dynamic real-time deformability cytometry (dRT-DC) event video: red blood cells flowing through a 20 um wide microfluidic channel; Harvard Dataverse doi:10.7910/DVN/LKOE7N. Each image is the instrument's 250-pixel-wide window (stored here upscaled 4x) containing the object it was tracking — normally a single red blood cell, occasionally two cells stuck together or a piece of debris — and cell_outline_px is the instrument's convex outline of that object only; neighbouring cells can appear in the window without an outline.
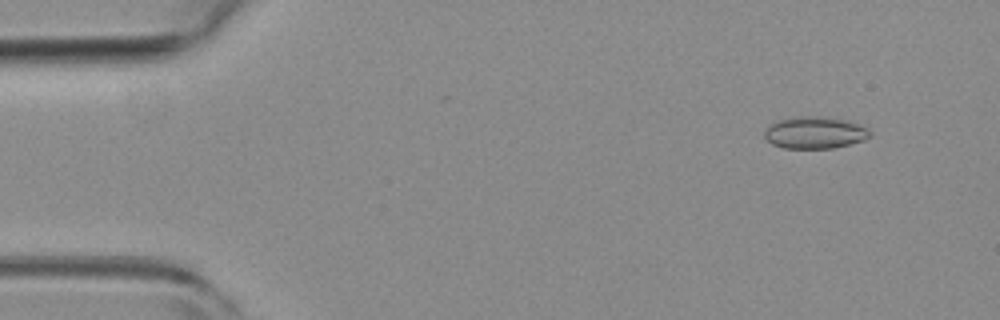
{"species": "common noctule bat (a hibernating species)", "species_latin": "Nyctalus noctula", "temperature_condition": "room temperature", "stored_images_in_passage": 52, "camera_frame_rate_fps": 3000, "um_per_image_px": 0.085, "animal": {"sex": "female", "body_mass_g": 19.3, "forearm_length_mm": 54.1}, "frame": {"image": 1, "passage_image": 5, "time_ms": 1.333, "image_size_px": [1000, 320], "cell_outline_px": [[872, 136], [864, 140], [832, 148], [784, 148], [772, 144], [764, 136], [764, 128], [776, 120], [796, 116], [820, 116], [848, 120], [872, 132]], "centroid_in_image_um": [69.22, 11.26], "position_along_channel_um": 15.8, "area_um2": 19.71}}
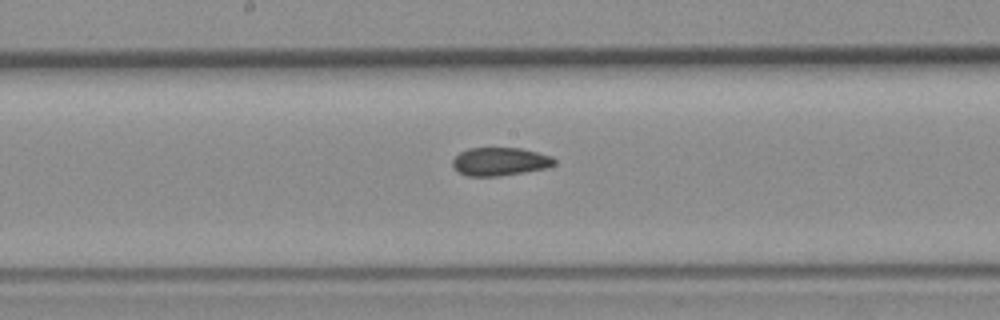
{"frame": {"image": 2, "passage_image": 27, "time_ms": 8.667, "image_size_px": [1000, 320], "cell_outline_px": [[556, 164], [548, 168], [500, 176], [468, 176], [460, 172], [452, 164], [452, 160], [460, 152], [468, 148], [520, 148], [552, 156], [556, 160]], "centroid_in_image_um": [42.53, 13.73], "position_along_channel_um": 205.7, "area_um2": 16.7}}
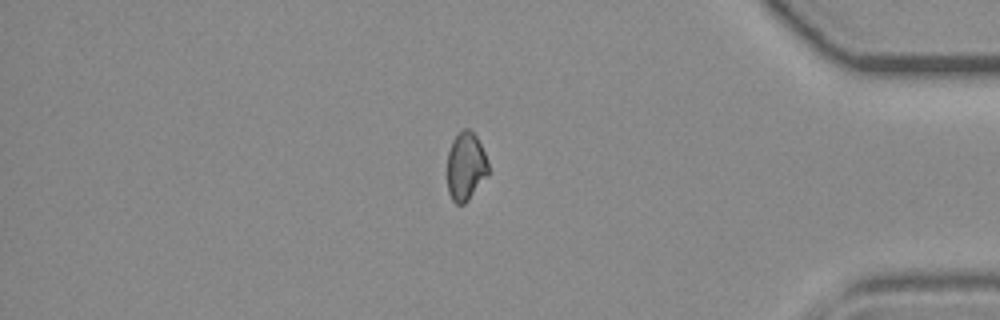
{"frame": {"image": 3, "passage_image": 44, "time_ms": 14.333, "image_size_px": [1000, 320], "cell_outline_px": [[488, 176], [468, 200], [464, 204], [456, 204], [452, 200], [448, 192], [448, 152], [452, 140], [464, 128], [468, 128], [476, 136], [488, 160]], "centroid_in_image_um": [39.59, 14.16], "position_along_channel_um": 395.6, "area_um2": 16.3}, "authors_computed_cell_mechanics": {"area_um2": 17.4267, "velocity_mm_per_s": 3.9608, "shape_relaxation_time_tau1_ms": null, "shape_relaxation_time_tau2_ms": 6.1084, "deformation_change_tau1": null, "deformation_change_tau2": 0.0978}}